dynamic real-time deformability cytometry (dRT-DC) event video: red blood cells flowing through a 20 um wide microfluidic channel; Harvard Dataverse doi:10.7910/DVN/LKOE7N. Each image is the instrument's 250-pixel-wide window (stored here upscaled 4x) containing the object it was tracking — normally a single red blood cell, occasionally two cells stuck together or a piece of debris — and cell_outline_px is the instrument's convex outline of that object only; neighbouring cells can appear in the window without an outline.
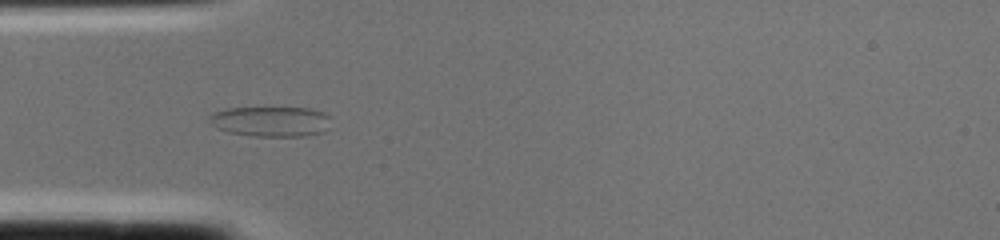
{"species": "common noctule bat (a hibernating species)", "species_latin": "Nyctalus noctula", "temperature_condition": "cold", "stored_images_in_passage": 2, "camera_frame_rate_fps": 3000, "um_per_image_px": 0.085, "animal": {"sex": "female", "body_mass_g": 22.0, "forearm_length_mm": 56.7}, "frame": {"image": 1, "passage_image": 2, "time_ms": 0.333, "image_size_px": [1000, 240], "cell_outline_px": [[328, 116], [324, 132], [304, 136], [252, 136], [228, 132], [216, 128], [208, 120], [208, 116], [212, 112], [224, 108], [312, 108], [324, 112]], "centroid_in_image_um": [22.94, 10.32], "position_along_channel_um": 62.1, "area_um2": 21.39}}